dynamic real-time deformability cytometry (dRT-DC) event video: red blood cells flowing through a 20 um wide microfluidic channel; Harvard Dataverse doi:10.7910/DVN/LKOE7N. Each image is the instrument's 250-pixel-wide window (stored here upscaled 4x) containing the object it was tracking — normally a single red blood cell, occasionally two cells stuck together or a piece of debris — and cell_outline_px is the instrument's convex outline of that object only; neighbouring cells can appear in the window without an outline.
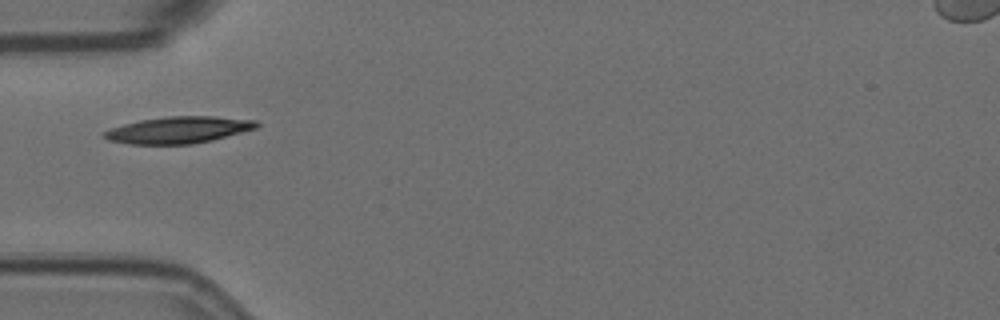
{"species": "Egyptian fruit bat (a non-hibernating species)", "species_latin": "Rousettus aegyptiacus", "temperature_condition": "room temperature", "stored_images_in_passage": 2, "camera_frame_rate_fps": 3000, "um_per_image_px": 0.085, "animal": {"sex": "female"}, "frame": {"image": 1, "passage_image": 1, "time_ms": 0.0, "image_size_px": [1000, 320], "cell_outline_px": [[260, 124], [256, 128], [212, 140], [192, 144], [132, 144], [108, 140], [100, 136], [104, 132], [112, 128], [124, 124], [140, 120], [168, 116], [216, 116], [256, 120]], "centroid_in_image_um": [15.17, 11.04], "position_along_channel_um": 69.8, "area_um2": 23.64}}
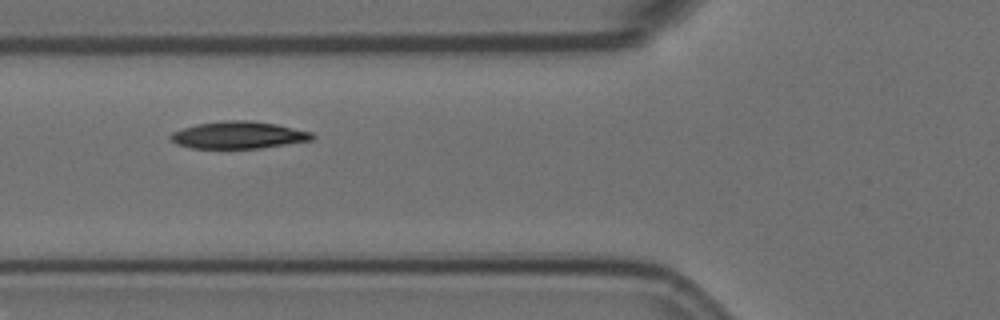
{"frame": {"image": 2, "passage_image": 2, "time_ms": 0.333, "image_size_px": [1000, 320], "cell_outline_px": [[316, 136], [312, 140], [260, 148], [192, 148], [176, 144], [168, 136], [172, 132], [196, 124], [224, 120], [248, 120], [276, 124], [312, 132]], "centroid_in_image_um": [20.27, 11.48], "position_along_channel_um": 105.5, "area_um2": 22.37}}